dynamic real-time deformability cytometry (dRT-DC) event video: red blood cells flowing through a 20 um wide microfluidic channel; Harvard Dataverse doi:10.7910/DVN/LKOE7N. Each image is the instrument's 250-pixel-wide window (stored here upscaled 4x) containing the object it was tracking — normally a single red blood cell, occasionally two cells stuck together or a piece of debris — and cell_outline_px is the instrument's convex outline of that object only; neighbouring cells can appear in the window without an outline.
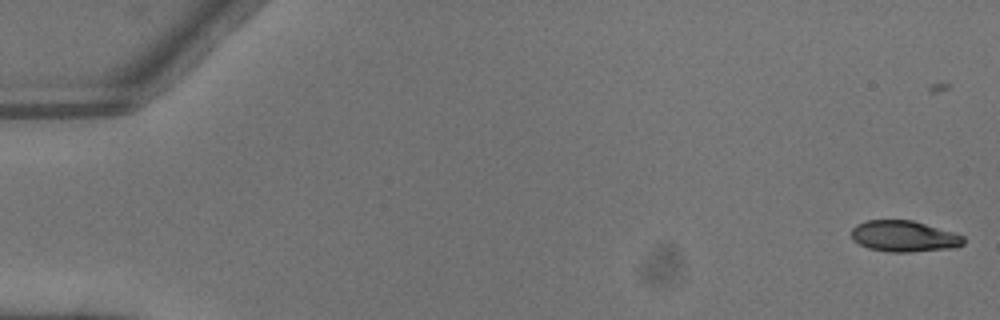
{"species": "common noctule bat (a hibernating species)", "species_latin": "Nyctalus noctula", "temperature_condition": "warm", "stored_images_in_passage": 4, "camera_frame_rate_fps": 3000, "um_per_image_px": 0.085, "animal": {"sex": "male", "body_mass_g": 13.3}, "frame": {"image": 1, "passage_image": 1, "time_ms": 0.0, "image_size_px": [1000, 320], "cell_outline_px": [[964, 244], [956, 248], [908, 252], [888, 252], [868, 248], [852, 240], [852, 228], [856, 224], [868, 220], [912, 220], [952, 232], [964, 236]], "centroid_in_image_um": [76.84, 20.09], "position_along_channel_um": 8.2, "area_um2": 20.35}}
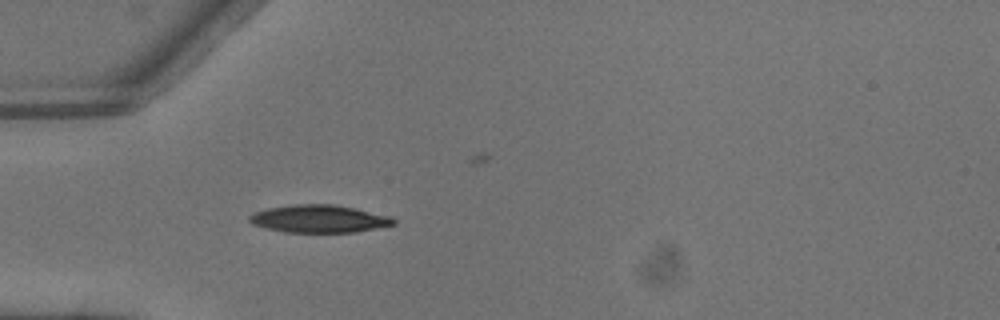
{"frame": {"image": 2, "passage_image": 4, "time_ms": 1.0, "image_size_px": [1000, 320], "cell_outline_px": [[396, 224], [352, 232], [284, 232], [264, 228], [252, 224], [248, 220], [248, 216], [256, 212], [268, 208], [292, 204], [332, 204], [392, 216], [396, 220]], "centroid_in_image_um": [27.09, 18.6], "position_along_channel_um": 57.9, "area_um2": 23.12}}